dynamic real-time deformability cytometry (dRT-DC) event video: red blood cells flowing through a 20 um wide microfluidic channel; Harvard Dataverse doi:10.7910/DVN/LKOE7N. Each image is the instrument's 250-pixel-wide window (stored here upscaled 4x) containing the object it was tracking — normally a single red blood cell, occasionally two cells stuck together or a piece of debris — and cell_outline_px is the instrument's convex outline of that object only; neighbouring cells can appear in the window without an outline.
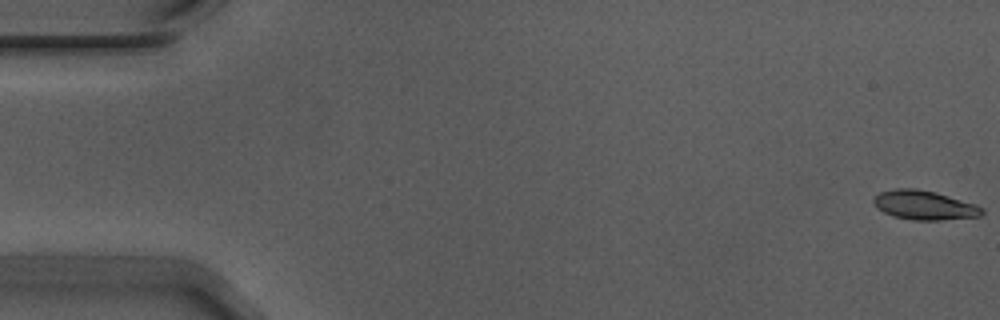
{"species": "Egyptian fruit bat (a non-hibernating species)", "species_latin": "Rousettus aegyptiacus", "temperature_condition": "warm", "stored_images_in_passage": 56, "camera_frame_rate_fps": 3000, "um_per_image_px": 0.085, "animal": {"sex": "male"}, "frame": {"image": 1, "passage_image": 1, "time_ms": 0.0, "image_size_px": [1000, 320], "cell_outline_px": [[984, 212], [980, 216], [936, 220], [916, 220], [892, 216], [884, 212], [872, 200], [880, 192], [896, 188], [916, 188], [936, 192], [976, 204], [984, 208]], "centroid_in_image_um": [78.6, 17.43], "position_along_channel_um": 6.4, "area_um2": 18.26}}
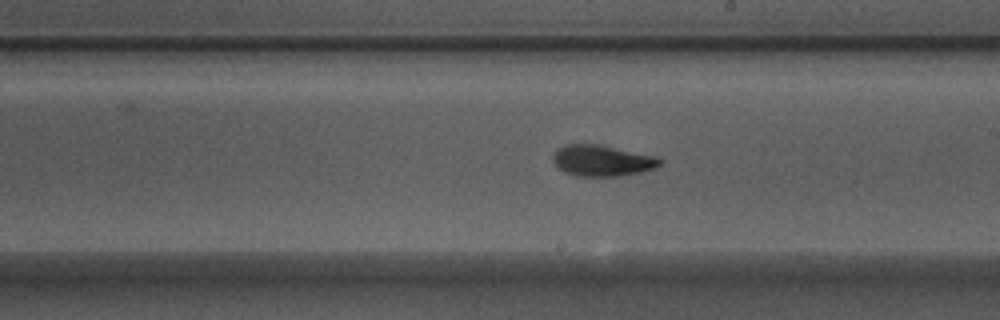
{"frame": {"image": 2, "passage_image": 32, "time_ms": 10.333, "image_size_px": [1000, 320], "cell_outline_px": [[664, 160], [656, 168], [640, 172], [620, 176], [576, 176], [564, 172], [552, 160], [552, 156], [556, 148], [568, 144], [596, 144], [656, 156]], "centroid_in_image_um": [51.18, 13.65], "position_along_channel_um": 237.8, "area_um2": 19.36}}
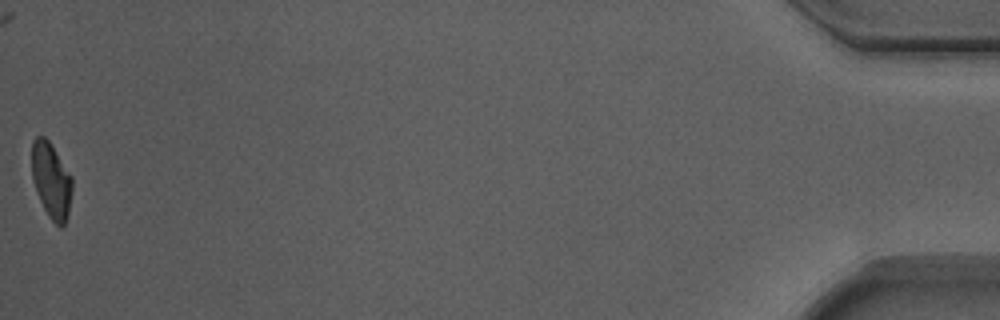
{"frame": {"image": 3, "passage_image": 56, "time_ms": 18.333, "image_size_px": [1000, 320], "cell_outline_px": [[72, 192], [68, 212], [64, 224], [60, 228], [48, 216], [40, 200], [32, 180], [32, 140], [36, 136], [44, 136], [48, 140], [72, 176]], "centroid_in_image_um": [4.35, 15.32], "position_along_channel_um": 430.8, "area_um2": 17.69}, "authors_computed_cell_mechanics": {"area_um2": 18.6694, "velocity_mm_per_s": 3.7137, "shape_relaxation_time_tau1_ms": 6.6046, "shape_relaxation_time_tau2_ms": 3.3445, "deformation_change_tau1": 0.2006, "deformation_change_tau2": 0.1011}}